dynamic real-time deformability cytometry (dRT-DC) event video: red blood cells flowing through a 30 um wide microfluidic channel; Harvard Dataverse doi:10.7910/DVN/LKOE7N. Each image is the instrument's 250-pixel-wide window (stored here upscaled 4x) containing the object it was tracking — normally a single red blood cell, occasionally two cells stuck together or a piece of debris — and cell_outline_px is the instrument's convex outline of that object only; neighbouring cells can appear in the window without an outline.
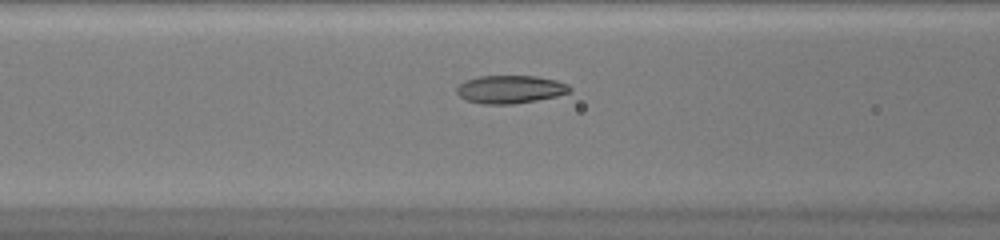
{"species": "common noctule bat (a hibernating species)", "species_latin": "Nyctalus noctula", "temperature_condition": "warm", "stored_images_in_passage": 43, "camera_frame_rate_fps": 3000, "um_per_image_px": 0.085, "animal": {"sex": "female", "body_mass_g": 20.0, "forearm_length_mm": 54.0}, "frame": {"image": 1, "passage_image": 15, "time_ms": 4.667, "image_size_px": [1000, 240], "cell_outline_px": [[572, 92], [556, 96], [536, 100], [512, 104], [480, 104], [468, 100], [460, 96], [456, 92], [456, 88], [464, 80], [480, 76], [536, 76], [556, 80], [568, 84], [572, 88]], "centroid_in_image_um": [43.38, 7.59], "position_along_channel_um": 123.2, "area_um2": 18.5}}
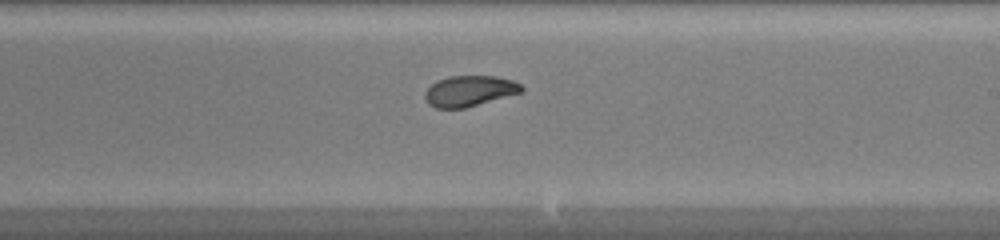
{"frame": {"image": 2, "passage_image": 24, "time_ms": 7.667, "image_size_px": [1000, 240], "cell_outline_px": [[524, 88], [520, 92], [464, 108], [436, 108], [428, 104], [424, 96], [424, 92], [436, 80], [448, 76], [496, 76], [512, 80], [520, 84]], "centroid_in_image_um": [39.85, 7.72], "position_along_channel_um": 249.1, "area_um2": 17.11}}
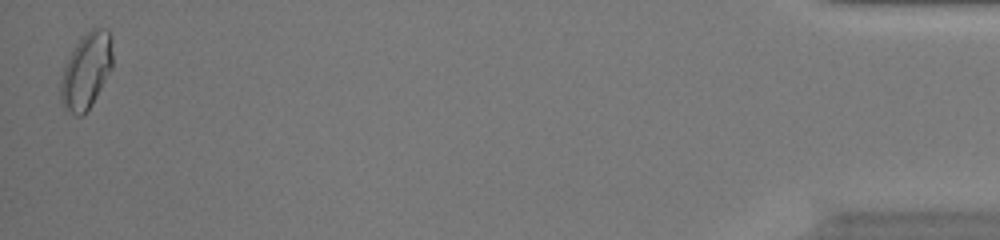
{"frame": {"image": 3, "passage_image": 43, "time_ms": 14.0, "image_size_px": [1000, 240], "cell_outline_px": [[112, 68], [92, 104], [80, 116], [76, 116], [64, 108], [60, 100], [60, 84], [64, 68], [72, 52], [80, 40], [92, 28], [108, 28], [112, 36]], "centroid_in_image_um": [7.36, 6.02], "position_along_channel_um": 427.8, "area_um2": 22.6}, "authors_computed_cell_mechanics": {"area_um2": 18.496, "velocity_mm_per_s": 4.2049, "shape_relaxation_time_tau1_ms": null, "shape_relaxation_time_tau2_ms": 0.7505, "deformation_change_tau1": null, "deformation_change_tau2": 0.0402}}